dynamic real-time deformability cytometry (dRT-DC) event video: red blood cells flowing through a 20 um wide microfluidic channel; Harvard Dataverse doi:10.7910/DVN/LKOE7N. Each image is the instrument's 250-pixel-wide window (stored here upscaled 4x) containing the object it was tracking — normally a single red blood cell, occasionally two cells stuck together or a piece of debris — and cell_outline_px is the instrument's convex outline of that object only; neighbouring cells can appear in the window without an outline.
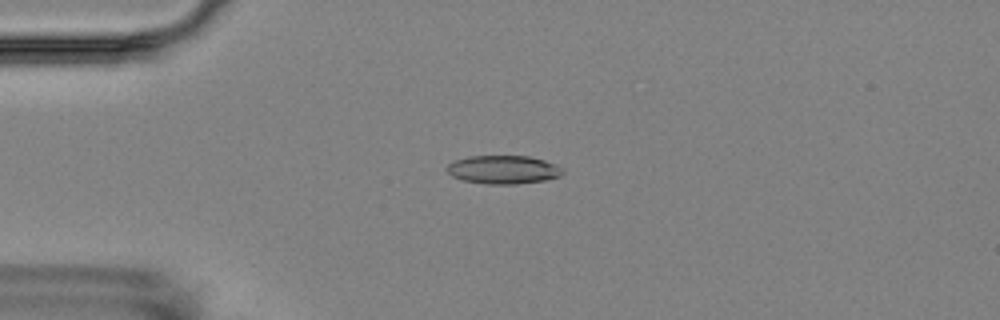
{"species": "Egyptian fruit bat (a non-hibernating species)", "species_latin": "Rousettus aegyptiacus", "temperature_condition": "room temperature", "stored_images_in_passage": 4, "camera_frame_rate_fps": 3000, "um_per_image_px": 0.085, "animal": {"sex": "female"}, "frame": {"image": 1, "passage_image": 3, "time_ms": 2.333, "image_size_px": [1000, 320], "cell_outline_px": [[564, 172], [560, 176], [544, 180], [516, 184], [488, 184], [464, 180], [452, 176], [444, 168], [452, 160], [468, 156], [528, 156], [544, 160], [556, 164], [564, 168]], "centroid_in_image_um": [42.77, 14.41], "position_along_channel_um": 42.2, "area_um2": 19.31}}